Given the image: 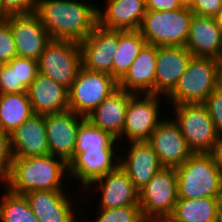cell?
<instances>
[{
	"label": "cell",
	"mask_w": 222,
	"mask_h": 222,
	"mask_svg": "<svg viewBox=\"0 0 222 222\" xmlns=\"http://www.w3.org/2000/svg\"><path fill=\"white\" fill-rule=\"evenodd\" d=\"M12 160L10 135L0 130V185L8 180Z\"/></svg>",
	"instance_id": "34"
},
{
	"label": "cell",
	"mask_w": 222,
	"mask_h": 222,
	"mask_svg": "<svg viewBox=\"0 0 222 222\" xmlns=\"http://www.w3.org/2000/svg\"><path fill=\"white\" fill-rule=\"evenodd\" d=\"M37 0H1V17L35 12Z\"/></svg>",
	"instance_id": "36"
},
{
	"label": "cell",
	"mask_w": 222,
	"mask_h": 222,
	"mask_svg": "<svg viewBox=\"0 0 222 222\" xmlns=\"http://www.w3.org/2000/svg\"><path fill=\"white\" fill-rule=\"evenodd\" d=\"M119 30H108L97 25L79 44L82 66L90 71L103 72L113 77V58L118 49Z\"/></svg>",
	"instance_id": "13"
},
{
	"label": "cell",
	"mask_w": 222,
	"mask_h": 222,
	"mask_svg": "<svg viewBox=\"0 0 222 222\" xmlns=\"http://www.w3.org/2000/svg\"><path fill=\"white\" fill-rule=\"evenodd\" d=\"M175 170L178 199L222 197V171L212 153H193Z\"/></svg>",
	"instance_id": "3"
},
{
	"label": "cell",
	"mask_w": 222,
	"mask_h": 222,
	"mask_svg": "<svg viewBox=\"0 0 222 222\" xmlns=\"http://www.w3.org/2000/svg\"><path fill=\"white\" fill-rule=\"evenodd\" d=\"M217 88L222 91V57L218 59L217 63Z\"/></svg>",
	"instance_id": "41"
},
{
	"label": "cell",
	"mask_w": 222,
	"mask_h": 222,
	"mask_svg": "<svg viewBox=\"0 0 222 222\" xmlns=\"http://www.w3.org/2000/svg\"><path fill=\"white\" fill-rule=\"evenodd\" d=\"M212 155L215 158L217 165L219 166L220 170L222 171V137L218 138L216 146L212 152Z\"/></svg>",
	"instance_id": "40"
},
{
	"label": "cell",
	"mask_w": 222,
	"mask_h": 222,
	"mask_svg": "<svg viewBox=\"0 0 222 222\" xmlns=\"http://www.w3.org/2000/svg\"><path fill=\"white\" fill-rule=\"evenodd\" d=\"M195 0H179L180 4L182 7H187L191 8L192 4L194 3Z\"/></svg>",
	"instance_id": "43"
},
{
	"label": "cell",
	"mask_w": 222,
	"mask_h": 222,
	"mask_svg": "<svg viewBox=\"0 0 222 222\" xmlns=\"http://www.w3.org/2000/svg\"><path fill=\"white\" fill-rule=\"evenodd\" d=\"M146 142L156 152L163 167L177 168L193 154L179 126L166 115Z\"/></svg>",
	"instance_id": "14"
},
{
	"label": "cell",
	"mask_w": 222,
	"mask_h": 222,
	"mask_svg": "<svg viewBox=\"0 0 222 222\" xmlns=\"http://www.w3.org/2000/svg\"><path fill=\"white\" fill-rule=\"evenodd\" d=\"M146 10L173 11L182 8L179 0H145Z\"/></svg>",
	"instance_id": "39"
},
{
	"label": "cell",
	"mask_w": 222,
	"mask_h": 222,
	"mask_svg": "<svg viewBox=\"0 0 222 222\" xmlns=\"http://www.w3.org/2000/svg\"><path fill=\"white\" fill-rule=\"evenodd\" d=\"M34 115L27 92L0 94V130L11 134Z\"/></svg>",
	"instance_id": "27"
},
{
	"label": "cell",
	"mask_w": 222,
	"mask_h": 222,
	"mask_svg": "<svg viewBox=\"0 0 222 222\" xmlns=\"http://www.w3.org/2000/svg\"><path fill=\"white\" fill-rule=\"evenodd\" d=\"M193 15L187 7L173 11L146 10L139 31L146 44L185 46Z\"/></svg>",
	"instance_id": "5"
},
{
	"label": "cell",
	"mask_w": 222,
	"mask_h": 222,
	"mask_svg": "<svg viewBox=\"0 0 222 222\" xmlns=\"http://www.w3.org/2000/svg\"><path fill=\"white\" fill-rule=\"evenodd\" d=\"M214 122L217 135L222 137V91L216 88L204 102Z\"/></svg>",
	"instance_id": "35"
},
{
	"label": "cell",
	"mask_w": 222,
	"mask_h": 222,
	"mask_svg": "<svg viewBox=\"0 0 222 222\" xmlns=\"http://www.w3.org/2000/svg\"><path fill=\"white\" fill-rule=\"evenodd\" d=\"M143 222H171L168 218L144 219Z\"/></svg>",
	"instance_id": "44"
},
{
	"label": "cell",
	"mask_w": 222,
	"mask_h": 222,
	"mask_svg": "<svg viewBox=\"0 0 222 222\" xmlns=\"http://www.w3.org/2000/svg\"><path fill=\"white\" fill-rule=\"evenodd\" d=\"M157 46L145 44L125 75L118 81V88L135 94H154Z\"/></svg>",
	"instance_id": "25"
},
{
	"label": "cell",
	"mask_w": 222,
	"mask_h": 222,
	"mask_svg": "<svg viewBox=\"0 0 222 222\" xmlns=\"http://www.w3.org/2000/svg\"><path fill=\"white\" fill-rule=\"evenodd\" d=\"M222 197L178 199L171 222H221Z\"/></svg>",
	"instance_id": "26"
},
{
	"label": "cell",
	"mask_w": 222,
	"mask_h": 222,
	"mask_svg": "<svg viewBox=\"0 0 222 222\" xmlns=\"http://www.w3.org/2000/svg\"><path fill=\"white\" fill-rule=\"evenodd\" d=\"M184 47L193 56L220 59L222 57V27L214 17L194 14Z\"/></svg>",
	"instance_id": "21"
},
{
	"label": "cell",
	"mask_w": 222,
	"mask_h": 222,
	"mask_svg": "<svg viewBox=\"0 0 222 222\" xmlns=\"http://www.w3.org/2000/svg\"><path fill=\"white\" fill-rule=\"evenodd\" d=\"M94 190L100 192L99 195L101 196V199H98L100 206L98 205L97 208L112 209L125 206H139V191L120 165L93 181L83 190L84 193L81 197L85 198L86 202L92 203L89 196Z\"/></svg>",
	"instance_id": "11"
},
{
	"label": "cell",
	"mask_w": 222,
	"mask_h": 222,
	"mask_svg": "<svg viewBox=\"0 0 222 222\" xmlns=\"http://www.w3.org/2000/svg\"><path fill=\"white\" fill-rule=\"evenodd\" d=\"M27 94L34 114L45 115L69 109L68 88L40 73L27 89Z\"/></svg>",
	"instance_id": "23"
},
{
	"label": "cell",
	"mask_w": 222,
	"mask_h": 222,
	"mask_svg": "<svg viewBox=\"0 0 222 222\" xmlns=\"http://www.w3.org/2000/svg\"><path fill=\"white\" fill-rule=\"evenodd\" d=\"M105 1L103 7L98 6L97 9L98 25L100 27L123 31L140 29L146 13L145 0Z\"/></svg>",
	"instance_id": "20"
},
{
	"label": "cell",
	"mask_w": 222,
	"mask_h": 222,
	"mask_svg": "<svg viewBox=\"0 0 222 222\" xmlns=\"http://www.w3.org/2000/svg\"><path fill=\"white\" fill-rule=\"evenodd\" d=\"M119 161V151L88 149L84 153H74L72 160L68 163V179L73 183L75 181L79 183L78 187H82L79 189L82 192L93 181L114 170L119 165Z\"/></svg>",
	"instance_id": "17"
},
{
	"label": "cell",
	"mask_w": 222,
	"mask_h": 222,
	"mask_svg": "<svg viewBox=\"0 0 222 222\" xmlns=\"http://www.w3.org/2000/svg\"><path fill=\"white\" fill-rule=\"evenodd\" d=\"M221 222H222V205H221Z\"/></svg>",
	"instance_id": "46"
},
{
	"label": "cell",
	"mask_w": 222,
	"mask_h": 222,
	"mask_svg": "<svg viewBox=\"0 0 222 222\" xmlns=\"http://www.w3.org/2000/svg\"><path fill=\"white\" fill-rule=\"evenodd\" d=\"M116 141L118 142V140L110 133L96 127L87 118H85L80 123L78 128L74 153H84L88 149H101V151H119L121 144L120 142L117 143Z\"/></svg>",
	"instance_id": "29"
},
{
	"label": "cell",
	"mask_w": 222,
	"mask_h": 222,
	"mask_svg": "<svg viewBox=\"0 0 222 222\" xmlns=\"http://www.w3.org/2000/svg\"><path fill=\"white\" fill-rule=\"evenodd\" d=\"M0 17H1V0H0Z\"/></svg>",
	"instance_id": "45"
},
{
	"label": "cell",
	"mask_w": 222,
	"mask_h": 222,
	"mask_svg": "<svg viewBox=\"0 0 222 222\" xmlns=\"http://www.w3.org/2000/svg\"><path fill=\"white\" fill-rule=\"evenodd\" d=\"M92 3L87 0H37L34 13L51 39L80 43L98 25V4Z\"/></svg>",
	"instance_id": "1"
},
{
	"label": "cell",
	"mask_w": 222,
	"mask_h": 222,
	"mask_svg": "<svg viewBox=\"0 0 222 222\" xmlns=\"http://www.w3.org/2000/svg\"><path fill=\"white\" fill-rule=\"evenodd\" d=\"M8 64L16 66L17 93L27 92L38 74V61L32 58L15 56Z\"/></svg>",
	"instance_id": "31"
},
{
	"label": "cell",
	"mask_w": 222,
	"mask_h": 222,
	"mask_svg": "<svg viewBox=\"0 0 222 222\" xmlns=\"http://www.w3.org/2000/svg\"><path fill=\"white\" fill-rule=\"evenodd\" d=\"M43 116L49 154L62 159L68 164L74 155L79 125L86 117L76 114L69 109Z\"/></svg>",
	"instance_id": "12"
},
{
	"label": "cell",
	"mask_w": 222,
	"mask_h": 222,
	"mask_svg": "<svg viewBox=\"0 0 222 222\" xmlns=\"http://www.w3.org/2000/svg\"><path fill=\"white\" fill-rule=\"evenodd\" d=\"M146 41L139 30H119L118 49L113 58V78L118 82L137 58Z\"/></svg>",
	"instance_id": "28"
},
{
	"label": "cell",
	"mask_w": 222,
	"mask_h": 222,
	"mask_svg": "<svg viewBox=\"0 0 222 222\" xmlns=\"http://www.w3.org/2000/svg\"><path fill=\"white\" fill-rule=\"evenodd\" d=\"M68 178V164L52 154L13 157L7 182L9 191L24 195L29 191L64 190ZM65 183V186L64 184Z\"/></svg>",
	"instance_id": "2"
},
{
	"label": "cell",
	"mask_w": 222,
	"mask_h": 222,
	"mask_svg": "<svg viewBox=\"0 0 222 222\" xmlns=\"http://www.w3.org/2000/svg\"><path fill=\"white\" fill-rule=\"evenodd\" d=\"M17 93L16 66L2 64L0 70V94Z\"/></svg>",
	"instance_id": "37"
},
{
	"label": "cell",
	"mask_w": 222,
	"mask_h": 222,
	"mask_svg": "<svg viewBox=\"0 0 222 222\" xmlns=\"http://www.w3.org/2000/svg\"><path fill=\"white\" fill-rule=\"evenodd\" d=\"M127 143L129 145L128 149L125 148L127 152L120 151L123 156L120 154L119 165L126 171L135 188L140 191L163 166L156 152L146 141Z\"/></svg>",
	"instance_id": "19"
},
{
	"label": "cell",
	"mask_w": 222,
	"mask_h": 222,
	"mask_svg": "<svg viewBox=\"0 0 222 222\" xmlns=\"http://www.w3.org/2000/svg\"><path fill=\"white\" fill-rule=\"evenodd\" d=\"M161 103H163L162 106ZM164 105H167L165 96L148 93L134 94L129 100L124 129L118 142L147 141L158 123L164 118V114H162L163 117L161 116Z\"/></svg>",
	"instance_id": "7"
},
{
	"label": "cell",
	"mask_w": 222,
	"mask_h": 222,
	"mask_svg": "<svg viewBox=\"0 0 222 222\" xmlns=\"http://www.w3.org/2000/svg\"><path fill=\"white\" fill-rule=\"evenodd\" d=\"M218 60L192 56L175 88L166 96L167 106L204 103L217 88Z\"/></svg>",
	"instance_id": "4"
},
{
	"label": "cell",
	"mask_w": 222,
	"mask_h": 222,
	"mask_svg": "<svg viewBox=\"0 0 222 222\" xmlns=\"http://www.w3.org/2000/svg\"><path fill=\"white\" fill-rule=\"evenodd\" d=\"M193 153H212L219 136L204 103L166 106Z\"/></svg>",
	"instance_id": "6"
},
{
	"label": "cell",
	"mask_w": 222,
	"mask_h": 222,
	"mask_svg": "<svg viewBox=\"0 0 222 222\" xmlns=\"http://www.w3.org/2000/svg\"><path fill=\"white\" fill-rule=\"evenodd\" d=\"M68 191H29L24 195L39 222H76L82 214H77L76 201Z\"/></svg>",
	"instance_id": "16"
},
{
	"label": "cell",
	"mask_w": 222,
	"mask_h": 222,
	"mask_svg": "<svg viewBox=\"0 0 222 222\" xmlns=\"http://www.w3.org/2000/svg\"><path fill=\"white\" fill-rule=\"evenodd\" d=\"M222 0H195L190 10L198 16L215 17Z\"/></svg>",
	"instance_id": "38"
},
{
	"label": "cell",
	"mask_w": 222,
	"mask_h": 222,
	"mask_svg": "<svg viewBox=\"0 0 222 222\" xmlns=\"http://www.w3.org/2000/svg\"><path fill=\"white\" fill-rule=\"evenodd\" d=\"M4 189L0 199V222H39L25 195Z\"/></svg>",
	"instance_id": "30"
},
{
	"label": "cell",
	"mask_w": 222,
	"mask_h": 222,
	"mask_svg": "<svg viewBox=\"0 0 222 222\" xmlns=\"http://www.w3.org/2000/svg\"><path fill=\"white\" fill-rule=\"evenodd\" d=\"M9 135L13 157L26 158L49 154L43 115L34 114Z\"/></svg>",
	"instance_id": "22"
},
{
	"label": "cell",
	"mask_w": 222,
	"mask_h": 222,
	"mask_svg": "<svg viewBox=\"0 0 222 222\" xmlns=\"http://www.w3.org/2000/svg\"><path fill=\"white\" fill-rule=\"evenodd\" d=\"M10 26L17 56L38 60L45 46L52 40L33 13L2 17Z\"/></svg>",
	"instance_id": "15"
},
{
	"label": "cell",
	"mask_w": 222,
	"mask_h": 222,
	"mask_svg": "<svg viewBox=\"0 0 222 222\" xmlns=\"http://www.w3.org/2000/svg\"><path fill=\"white\" fill-rule=\"evenodd\" d=\"M135 93L117 88L86 118L117 140L122 135L129 100Z\"/></svg>",
	"instance_id": "24"
},
{
	"label": "cell",
	"mask_w": 222,
	"mask_h": 222,
	"mask_svg": "<svg viewBox=\"0 0 222 222\" xmlns=\"http://www.w3.org/2000/svg\"><path fill=\"white\" fill-rule=\"evenodd\" d=\"M192 56L184 46H157L154 94L166 97L177 85Z\"/></svg>",
	"instance_id": "18"
},
{
	"label": "cell",
	"mask_w": 222,
	"mask_h": 222,
	"mask_svg": "<svg viewBox=\"0 0 222 222\" xmlns=\"http://www.w3.org/2000/svg\"><path fill=\"white\" fill-rule=\"evenodd\" d=\"M178 200L175 168L162 167L139 191V206L144 219L168 218Z\"/></svg>",
	"instance_id": "10"
},
{
	"label": "cell",
	"mask_w": 222,
	"mask_h": 222,
	"mask_svg": "<svg viewBox=\"0 0 222 222\" xmlns=\"http://www.w3.org/2000/svg\"><path fill=\"white\" fill-rule=\"evenodd\" d=\"M214 18L217 21V23L222 27V4L220 8L218 9V12Z\"/></svg>",
	"instance_id": "42"
},
{
	"label": "cell",
	"mask_w": 222,
	"mask_h": 222,
	"mask_svg": "<svg viewBox=\"0 0 222 222\" xmlns=\"http://www.w3.org/2000/svg\"><path fill=\"white\" fill-rule=\"evenodd\" d=\"M17 56L9 24L0 17V63L6 64Z\"/></svg>",
	"instance_id": "33"
},
{
	"label": "cell",
	"mask_w": 222,
	"mask_h": 222,
	"mask_svg": "<svg viewBox=\"0 0 222 222\" xmlns=\"http://www.w3.org/2000/svg\"><path fill=\"white\" fill-rule=\"evenodd\" d=\"M38 73L71 87L82 67L80 44L71 40H51L40 54Z\"/></svg>",
	"instance_id": "8"
},
{
	"label": "cell",
	"mask_w": 222,
	"mask_h": 222,
	"mask_svg": "<svg viewBox=\"0 0 222 222\" xmlns=\"http://www.w3.org/2000/svg\"><path fill=\"white\" fill-rule=\"evenodd\" d=\"M99 209V210H98ZM97 217L92 222H143L140 206H125L121 208H97ZM89 222V221H88Z\"/></svg>",
	"instance_id": "32"
},
{
	"label": "cell",
	"mask_w": 222,
	"mask_h": 222,
	"mask_svg": "<svg viewBox=\"0 0 222 222\" xmlns=\"http://www.w3.org/2000/svg\"><path fill=\"white\" fill-rule=\"evenodd\" d=\"M118 88V82L109 74L79 69L68 95L69 110L87 117L111 93Z\"/></svg>",
	"instance_id": "9"
}]
</instances>
